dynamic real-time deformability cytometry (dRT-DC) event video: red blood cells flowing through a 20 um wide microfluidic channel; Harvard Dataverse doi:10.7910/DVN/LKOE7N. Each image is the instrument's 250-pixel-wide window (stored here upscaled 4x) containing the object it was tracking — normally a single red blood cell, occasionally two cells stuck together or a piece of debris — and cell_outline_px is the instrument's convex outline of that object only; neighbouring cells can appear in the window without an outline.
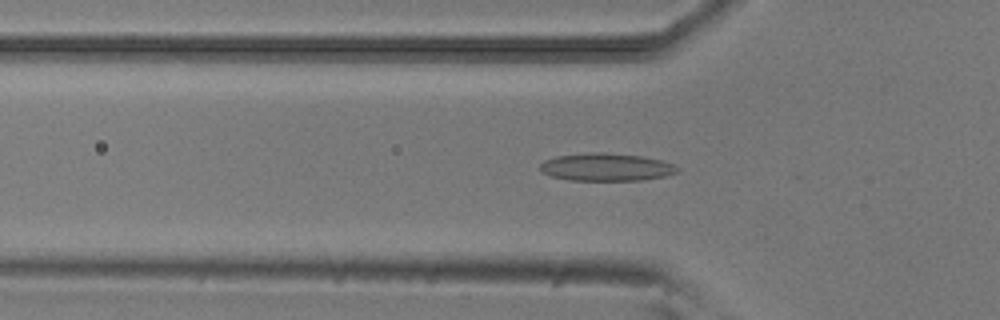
{"species": "common noctule bat (a hibernating species)", "species_latin": "Nyctalus noctula", "temperature_condition": "room temperature", "stored_images_in_passage": 52, "camera_frame_rate_fps": 3000, "um_per_image_px": 0.085, "animal": {"sex": "male", "body_mass_g": 20.5, "forearm_length_mm": 52.5}, "frame": {"image": 1, "passage_image": 17, "time_ms": 5.333, "image_size_px": [1000, 320], "cell_outline_px": [[680, 172], [668, 176], [640, 180], [568, 180], [552, 176], [540, 172], [540, 164], [544, 160], [556, 156], [588, 152], [604, 152], [644, 156], [660, 160], [672, 164], [680, 168]], "centroid_in_image_um": [51.55, 14.2], "position_along_channel_um": 74.3, "area_um2": 22.43}}
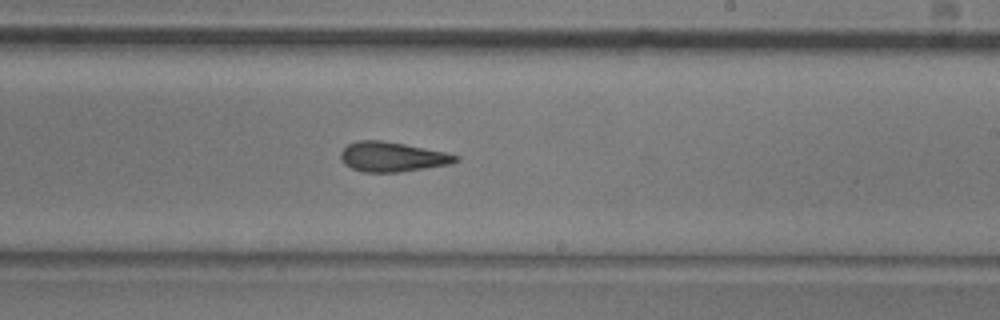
{"frame": {"image": 2, "passage_image": 31, "time_ms": 10.0, "image_size_px": [1000, 320], "cell_outline_px": [[460, 160], [452, 164], [400, 172], [364, 172], [352, 168], [344, 164], [340, 160], [340, 152], [348, 144], [360, 140], [380, 140], [404, 144], [444, 152], [460, 156]], "centroid_in_image_um": [33.34, 13.34], "position_along_channel_um": 255.7, "area_um2": 19.94}}
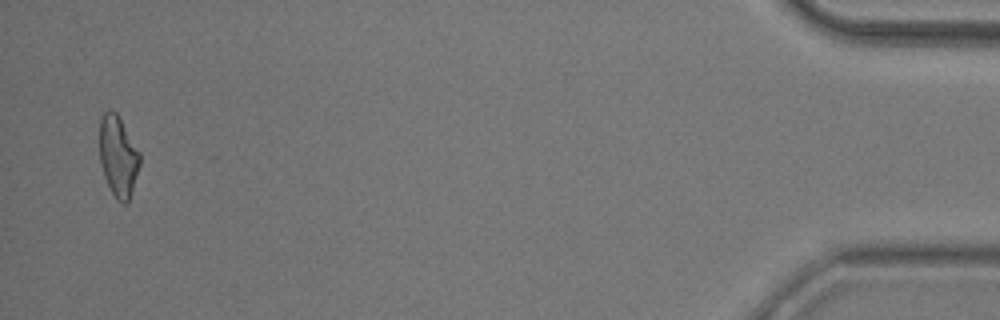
{"frame": {"image": 3, "passage_image": 51, "time_ms": 16.667, "image_size_px": [1000, 320], "cell_outline_px": [[140, 164], [128, 204], [120, 204], [116, 200], [104, 176], [100, 164], [100, 116], [108, 108], [116, 112], [120, 116], [140, 152]], "centroid_in_image_um": [10.05, 13.26], "position_along_channel_um": 425.2, "area_um2": 19.31}, "authors_computed_cell_mechanics": {"area_um2": 19.9121, "velocity_mm_per_s": 3.8652, "shape_relaxation_time_tau1_ms": null, "shape_relaxation_time_tau2_ms": 2.942, "deformation_change_tau1": null, "deformation_change_tau2": 0.118}}